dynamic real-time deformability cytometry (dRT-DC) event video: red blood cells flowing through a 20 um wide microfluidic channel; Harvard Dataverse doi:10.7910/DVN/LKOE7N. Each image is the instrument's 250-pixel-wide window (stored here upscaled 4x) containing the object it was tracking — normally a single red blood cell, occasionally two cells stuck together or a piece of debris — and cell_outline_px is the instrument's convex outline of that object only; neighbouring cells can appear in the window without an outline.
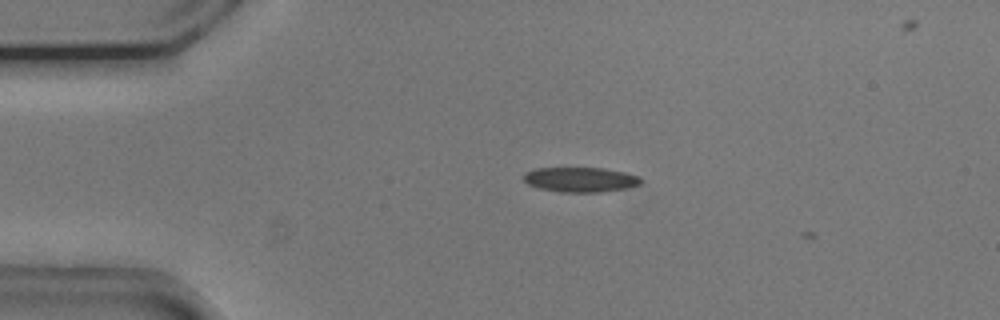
{"species": "common noctule bat (a hibernating species)", "species_latin": "Nyctalus noctula", "temperature_condition": "cold", "stored_images_in_passage": 4, "camera_frame_rate_fps": 3000, "um_per_image_px": 0.085, "animal": {"sex": "male", "body_mass_g": 20.5, "forearm_length_mm": 52.5}, "frame": {"image": 1, "passage_image": 3, "time_ms": 0.667, "image_size_px": [1000, 320], "cell_outline_px": [[640, 184], [628, 188], [600, 192], [560, 192], [540, 188], [528, 184], [524, 180], [524, 172], [536, 168], [604, 168], [624, 172], [636, 176], [640, 180]], "centroid_in_image_um": [49.3, 15.26], "position_along_channel_um": 35.7, "area_um2": 16.82}}